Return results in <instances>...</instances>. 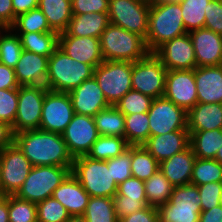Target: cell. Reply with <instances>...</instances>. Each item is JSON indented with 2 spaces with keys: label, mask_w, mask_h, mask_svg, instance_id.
<instances>
[{
  "label": "cell",
  "mask_w": 222,
  "mask_h": 222,
  "mask_svg": "<svg viewBox=\"0 0 222 222\" xmlns=\"http://www.w3.org/2000/svg\"><path fill=\"white\" fill-rule=\"evenodd\" d=\"M119 222H159L157 208L146 206L145 208L127 215Z\"/></svg>",
  "instance_id": "obj_51"
},
{
  "label": "cell",
  "mask_w": 222,
  "mask_h": 222,
  "mask_svg": "<svg viewBox=\"0 0 222 222\" xmlns=\"http://www.w3.org/2000/svg\"><path fill=\"white\" fill-rule=\"evenodd\" d=\"M144 185L148 206L154 208H159L170 200L174 187L160 170L144 181Z\"/></svg>",
  "instance_id": "obj_32"
},
{
  "label": "cell",
  "mask_w": 222,
  "mask_h": 222,
  "mask_svg": "<svg viewBox=\"0 0 222 222\" xmlns=\"http://www.w3.org/2000/svg\"><path fill=\"white\" fill-rule=\"evenodd\" d=\"M14 144L33 166H73L74 158L62 134L41 129L22 131L14 135Z\"/></svg>",
  "instance_id": "obj_1"
},
{
  "label": "cell",
  "mask_w": 222,
  "mask_h": 222,
  "mask_svg": "<svg viewBox=\"0 0 222 222\" xmlns=\"http://www.w3.org/2000/svg\"><path fill=\"white\" fill-rule=\"evenodd\" d=\"M52 197L66 208L70 216L83 215L90 199V195L72 173L53 191Z\"/></svg>",
  "instance_id": "obj_24"
},
{
  "label": "cell",
  "mask_w": 222,
  "mask_h": 222,
  "mask_svg": "<svg viewBox=\"0 0 222 222\" xmlns=\"http://www.w3.org/2000/svg\"><path fill=\"white\" fill-rule=\"evenodd\" d=\"M200 202L197 185L175 186L170 200L157 208L159 222H199Z\"/></svg>",
  "instance_id": "obj_8"
},
{
  "label": "cell",
  "mask_w": 222,
  "mask_h": 222,
  "mask_svg": "<svg viewBox=\"0 0 222 222\" xmlns=\"http://www.w3.org/2000/svg\"><path fill=\"white\" fill-rule=\"evenodd\" d=\"M109 24L108 12L73 15L66 32L75 37L100 38Z\"/></svg>",
  "instance_id": "obj_27"
},
{
  "label": "cell",
  "mask_w": 222,
  "mask_h": 222,
  "mask_svg": "<svg viewBox=\"0 0 222 222\" xmlns=\"http://www.w3.org/2000/svg\"><path fill=\"white\" fill-rule=\"evenodd\" d=\"M199 222H222V205L202 211Z\"/></svg>",
  "instance_id": "obj_56"
},
{
  "label": "cell",
  "mask_w": 222,
  "mask_h": 222,
  "mask_svg": "<svg viewBox=\"0 0 222 222\" xmlns=\"http://www.w3.org/2000/svg\"><path fill=\"white\" fill-rule=\"evenodd\" d=\"M94 67L75 61L57 47L48 59L46 88L70 92L93 77Z\"/></svg>",
  "instance_id": "obj_4"
},
{
  "label": "cell",
  "mask_w": 222,
  "mask_h": 222,
  "mask_svg": "<svg viewBox=\"0 0 222 222\" xmlns=\"http://www.w3.org/2000/svg\"><path fill=\"white\" fill-rule=\"evenodd\" d=\"M58 47L69 57L96 68L104 61L100 38L70 36L66 31L59 34Z\"/></svg>",
  "instance_id": "obj_18"
},
{
  "label": "cell",
  "mask_w": 222,
  "mask_h": 222,
  "mask_svg": "<svg viewBox=\"0 0 222 222\" xmlns=\"http://www.w3.org/2000/svg\"><path fill=\"white\" fill-rule=\"evenodd\" d=\"M93 118L99 135L124 138L125 117L115 106L101 110Z\"/></svg>",
  "instance_id": "obj_31"
},
{
  "label": "cell",
  "mask_w": 222,
  "mask_h": 222,
  "mask_svg": "<svg viewBox=\"0 0 222 222\" xmlns=\"http://www.w3.org/2000/svg\"><path fill=\"white\" fill-rule=\"evenodd\" d=\"M4 197V195L0 192V200Z\"/></svg>",
  "instance_id": "obj_62"
},
{
  "label": "cell",
  "mask_w": 222,
  "mask_h": 222,
  "mask_svg": "<svg viewBox=\"0 0 222 222\" xmlns=\"http://www.w3.org/2000/svg\"><path fill=\"white\" fill-rule=\"evenodd\" d=\"M128 147L123 137L99 135L86 156L94 160L106 161L121 155Z\"/></svg>",
  "instance_id": "obj_33"
},
{
  "label": "cell",
  "mask_w": 222,
  "mask_h": 222,
  "mask_svg": "<svg viewBox=\"0 0 222 222\" xmlns=\"http://www.w3.org/2000/svg\"><path fill=\"white\" fill-rule=\"evenodd\" d=\"M74 114L72 102L67 92L47 89L39 129L62 134Z\"/></svg>",
  "instance_id": "obj_14"
},
{
  "label": "cell",
  "mask_w": 222,
  "mask_h": 222,
  "mask_svg": "<svg viewBox=\"0 0 222 222\" xmlns=\"http://www.w3.org/2000/svg\"><path fill=\"white\" fill-rule=\"evenodd\" d=\"M222 130V104L197 103L187 111V130Z\"/></svg>",
  "instance_id": "obj_26"
},
{
  "label": "cell",
  "mask_w": 222,
  "mask_h": 222,
  "mask_svg": "<svg viewBox=\"0 0 222 222\" xmlns=\"http://www.w3.org/2000/svg\"><path fill=\"white\" fill-rule=\"evenodd\" d=\"M200 207L202 211L209 210L221 203L222 182H210L198 186Z\"/></svg>",
  "instance_id": "obj_46"
},
{
  "label": "cell",
  "mask_w": 222,
  "mask_h": 222,
  "mask_svg": "<svg viewBox=\"0 0 222 222\" xmlns=\"http://www.w3.org/2000/svg\"><path fill=\"white\" fill-rule=\"evenodd\" d=\"M205 28L222 35V1L211 0L205 9Z\"/></svg>",
  "instance_id": "obj_49"
},
{
  "label": "cell",
  "mask_w": 222,
  "mask_h": 222,
  "mask_svg": "<svg viewBox=\"0 0 222 222\" xmlns=\"http://www.w3.org/2000/svg\"><path fill=\"white\" fill-rule=\"evenodd\" d=\"M182 0H152L151 3H180Z\"/></svg>",
  "instance_id": "obj_59"
},
{
  "label": "cell",
  "mask_w": 222,
  "mask_h": 222,
  "mask_svg": "<svg viewBox=\"0 0 222 222\" xmlns=\"http://www.w3.org/2000/svg\"><path fill=\"white\" fill-rule=\"evenodd\" d=\"M38 4L39 0H12L14 22L18 15L29 12L34 8H37Z\"/></svg>",
  "instance_id": "obj_55"
},
{
  "label": "cell",
  "mask_w": 222,
  "mask_h": 222,
  "mask_svg": "<svg viewBox=\"0 0 222 222\" xmlns=\"http://www.w3.org/2000/svg\"><path fill=\"white\" fill-rule=\"evenodd\" d=\"M14 135L12 126L0 121V153L14 144Z\"/></svg>",
  "instance_id": "obj_54"
},
{
  "label": "cell",
  "mask_w": 222,
  "mask_h": 222,
  "mask_svg": "<svg viewBox=\"0 0 222 222\" xmlns=\"http://www.w3.org/2000/svg\"><path fill=\"white\" fill-rule=\"evenodd\" d=\"M71 173L90 197L113 198L117 183L112 178L111 165L105 160H94L86 155L74 158Z\"/></svg>",
  "instance_id": "obj_5"
},
{
  "label": "cell",
  "mask_w": 222,
  "mask_h": 222,
  "mask_svg": "<svg viewBox=\"0 0 222 222\" xmlns=\"http://www.w3.org/2000/svg\"><path fill=\"white\" fill-rule=\"evenodd\" d=\"M150 3L142 0H109L111 24L136 33L146 39Z\"/></svg>",
  "instance_id": "obj_9"
},
{
  "label": "cell",
  "mask_w": 222,
  "mask_h": 222,
  "mask_svg": "<svg viewBox=\"0 0 222 222\" xmlns=\"http://www.w3.org/2000/svg\"><path fill=\"white\" fill-rule=\"evenodd\" d=\"M160 163L143 147L131 146L132 177L142 181L149 179L159 170Z\"/></svg>",
  "instance_id": "obj_34"
},
{
  "label": "cell",
  "mask_w": 222,
  "mask_h": 222,
  "mask_svg": "<svg viewBox=\"0 0 222 222\" xmlns=\"http://www.w3.org/2000/svg\"><path fill=\"white\" fill-rule=\"evenodd\" d=\"M113 204L118 220L148 206L147 200L124 199L119 194L113 197Z\"/></svg>",
  "instance_id": "obj_48"
},
{
  "label": "cell",
  "mask_w": 222,
  "mask_h": 222,
  "mask_svg": "<svg viewBox=\"0 0 222 222\" xmlns=\"http://www.w3.org/2000/svg\"><path fill=\"white\" fill-rule=\"evenodd\" d=\"M142 1H146V2H148V3H151V2H152V0H142Z\"/></svg>",
  "instance_id": "obj_63"
},
{
  "label": "cell",
  "mask_w": 222,
  "mask_h": 222,
  "mask_svg": "<svg viewBox=\"0 0 222 222\" xmlns=\"http://www.w3.org/2000/svg\"><path fill=\"white\" fill-rule=\"evenodd\" d=\"M196 67L222 65V35L205 27L189 32Z\"/></svg>",
  "instance_id": "obj_20"
},
{
  "label": "cell",
  "mask_w": 222,
  "mask_h": 222,
  "mask_svg": "<svg viewBox=\"0 0 222 222\" xmlns=\"http://www.w3.org/2000/svg\"><path fill=\"white\" fill-rule=\"evenodd\" d=\"M164 97L186 111L194 107L198 103L194 69L167 71Z\"/></svg>",
  "instance_id": "obj_17"
},
{
  "label": "cell",
  "mask_w": 222,
  "mask_h": 222,
  "mask_svg": "<svg viewBox=\"0 0 222 222\" xmlns=\"http://www.w3.org/2000/svg\"><path fill=\"white\" fill-rule=\"evenodd\" d=\"M16 34L19 35L24 50L38 55L50 57L58 47L59 34L57 32Z\"/></svg>",
  "instance_id": "obj_30"
},
{
  "label": "cell",
  "mask_w": 222,
  "mask_h": 222,
  "mask_svg": "<svg viewBox=\"0 0 222 222\" xmlns=\"http://www.w3.org/2000/svg\"><path fill=\"white\" fill-rule=\"evenodd\" d=\"M153 98L131 89L123 96L115 107L124 115L146 113L150 109Z\"/></svg>",
  "instance_id": "obj_42"
},
{
  "label": "cell",
  "mask_w": 222,
  "mask_h": 222,
  "mask_svg": "<svg viewBox=\"0 0 222 222\" xmlns=\"http://www.w3.org/2000/svg\"><path fill=\"white\" fill-rule=\"evenodd\" d=\"M107 165H111L112 178L117 185L123 183L132 177L131 173V146L127 148L121 155L106 160Z\"/></svg>",
  "instance_id": "obj_45"
},
{
  "label": "cell",
  "mask_w": 222,
  "mask_h": 222,
  "mask_svg": "<svg viewBox=\"0 0 222 222\" xmlns=\"http://www.w3.org/2000/svg\"><path fill=\"white\" fill-rule=\"evenodd\" d=\"M100 46L104 61L136 62L150 53L143 37L111 23L100 36Z\"/></svg>",
  "instance_id": "obj_3"
},
{
  "label": "cell",
  "mask_w": 222,
  "mask_h": 222,
  "mask_svg": "<svg viewBox=\"0 0 222 222\" xmlns=\"http://www.w3.org/2000/svg\"><path fill=\"white\" fill-rule=\"evenodd\" d=\"M46 90L44 86L18 87L17 115L12 125L14 134L39 129Z\"/></svg>",
  "instance_id": "obj_12"
},
{
  "label": "cell",
  "mask_w": 222,
  "mask_h": 222,
  "mask_svg": "<svg viewBox=\"0 0 222 222\" xmlns=\"http://www.w3.org/2000/svg\"><path fill=\"white\" fill-rule=\"evenodd\" d=\"M73 15L108 12L109 0H71Z\"/></svg>",
  "instance_id": "obj_50"
},
{
  "label": "cell",
  "mask_w": 222,
  "mask_h": 222,
  "mask_svg": "<svg viewBox=\"0 0 222 222\" xmlns=\"http://www.w3.org/2000/svg\"><path fill=\"white\" fill-rule=\"evenodd\" d=\"M148 117L150 136L187 130V111L164 96L153 99Z\"/></svg>",
  "instance_id": "obj_13"
},
{
  "label": "cell",
  "mask_w": 222,
  "mask_h": 222,
  "mask_svg": "<svg viewBox=\"0 0 222 222\" xmlns=\"http://www.w3.org/2000/svg\"><path fill=\"white\" fill-rule=\"evenodd\" d=\"M0 222H9L8 195L0 200Z\"/></svg>",
  "instance_id": "obj_57"
},
{
  "label": "cell",
  "mask_w": 222,
  "mask_h": 222,
  "mask_svg": "<svg viewBox=\"0 0 222 222\" xmlns=\"http://www.w3.org/2000/svg\"><path fill=\"white\" fill-rule=\"evenodd\" d=\"M210 182H222V164L215 159L196 158L190 184L199 186Z\"/></svg>",
  "instance_id": "obj_37"
},
{
  "label": "cell",
  "mask_w": 222,
  "mask_h": 222,
  "mask_svg": "<svg viewBox=\"0 0 222 222\" xmlns=\"http://www.w3.org/2000/svg\"><path fill=\"white\" fill-rule=\"evenodd\" d=\"M71 170L72 167L33 166L15 196L35 204L42 202L52 197L53 191L66 179Z\"/></svg>",
  "instance_id": "obj_6"
},
{
  "label": "cell",
  "mask_w": 222,
  "mask_h": 222,
  "mask_svg": "<svg viewBox=\"0 0 222 222\" xmlns=\"http://www.w3.org/2000/svg\"><path fill=\"white\" fill-rule=\"evenodd\" d=\"M180 3H150L145 43L153 53L166 41L186 34Z\"/></svg>",
  "instance_id": "obj_2"
},
{
  "label": "cell",
  "mask_w": 222,
  "mask_h": 222,
  "mask_svg": "<svg viewBox=\"0 0 222 222\" xmlns=\"http://www.w3.org/2000/svg\"><path fill=\"white\" fill-rule=\"evenodd\" d=\"M69 153L73 158L87 155L99 134L92 116L74 114L62 133Z\"/></svg>",
  "instance_id": "obj_15"
},
{
  "label": "cell",
  "mask_w": 222,
  "mask_h": 222,
  "mask_svg": "<svg viewBox=\"0 0 222 222\" xmlns=\"http://www.w3.org/2000/svg\"><path fill=\"white\" fill-rule=\"evenodd\" d=\"M83 216L87 222H119L109 197H90Z\"/></svg>",
  "instance_id": "obj_38"
},
{
  "label": "cell",
  "mask_w": 222,
  "mask_h": 222,
  "mask_svg": "<svg viewBox=\"0 0 222 222\" xmlns=\"http://www.w3.org/2000/svg\"><path fill=\"white\" fill-rule=\"evenodd\" d=\"M74 113L78 115L96 116L101 110L111 105L94 77L85 80L81 85L68 92Z\"/></svg>",
  "instance_id": "obj_19"
},
{
  "label": "cell",
  "mask_w": 222,
  "mask_h": 222,
  "mask_svg": "<svg viewBox=\"0 0 222 222\" xmlns=\"http://www.w3.org/2000/svg\"><path fill=\"white\" fill-rule=\"evenodd\" d=\"M6 29H7V27H5L3 24H0V34L2 33L1 30L3 31V30H6Z\"/></svg>",
  "instance_id": "obj_61"
},
{
  "label": "cell",
  "mask_w": 222,
  "mask_h": 222,
  "mask_svg": "<svg viewBox=\"0 0 222 222\" xmlns=\"http://www.w3.org/2000/svg\"><path fill=\"white\" fill-rule=\"evenodd\" d=\"M133 62L103 61L94 68L93 77L111 106L132 89Z\"/></svg>",
  "instance_id": "obj_7"
},
{
  "label": "cell",
  "mask_w": 222,
  "mask_h": 222,
  "mask_svg": "<svg viewBox=\"0 0 222 222\" xmlns=\"http://www.w3.org/2000/svg\"><path fill=\"white\" fill-rule=\"evenodd\" d=\"M66 222H87L83 215L69 216Z\"/></svg>",
  "instance_id": "obj_58"
},
{
  "label": "cell",
  "mask_w": 222,
  "mask_h": 222,
  "mask_svg": "<svg viewBox=\"0 0 222 222\" xmlns=\"http://www.w3.org/2000/svg\"><path fill=\"white\" fill-rule=\"evenodd\" d=\"M124 199L147 200L144 181L130 177L117 186V193Z\"/></svg>",
  "instance_id": "obj_47"
},
{
  "label": "cell",
  "mask_w": 222,
  "mask_h": 222,
  "mask_svg": "<svg viewBox=\"0 0 222 222\" xmlns=\"http://www.w3.org/2000/svg\"><path fill=\"white\" fill-rule=\"evenodd\" d=\"M36 206L38 222H66L69 219L66 208L53 197L46 198Z\"/></svg>",
  "instance_id": "obj_43"
},
{
  "label": "cell",
  "mask_w": 222,
  "mask_h": 222,
  "mask_svg": "<svg viewBox=\"0 0 222 222\" xmlns=\"http://www.w3.org/2000/svg\"><path fill=\"white\" fill-rule=\"evenodd\" d=\"M189 145L196 158L215 159L222 146V130L189 131Z\"/></svg>",
  "instance_id": "obj_29"
},
{
  "label": "cell",
  "mask_w": 222,
  "mask_h": 222,
  "mask_svg": "<svg viewBox=\"0 0 222 222\" xmlns=\"http://www.w3.org/2000/svg\"><path fill=\"white\" fill-rule=\"evenodd\" d=\"M196 156L189 145L182 152L160 162L159 170L175 186L190 184Z\"/></svg>",
  "instance_id": "obj_25"
},
{
  "label": "cell",
  "mask_w": 222,
  "mask_h": 222,
  "mask_svg": "<svg viewBox=\"0 0 222 222\" xmlns=\"http://www.w3.org/2000/svg\"><path fill=\"white\" fill-rule=\"evenodd\" d=\"M167 71L161 61L149 53L145 58L133 62L132 89L153 99L163 97Z\"/></svg>",
  "instance_id": "obj_10"
},
{
  "label": "cell",
  "mask_w": 222,
  "mask_h": 222,
  "mask_svg": "<svg viewBox=\"0 0 222 222\" xmlns=\"http://www.w3.org/2000/svg\"><path fill=\"white\" fill-rule=\"evenodd\" d=\"M0 22L7 28L14 24L12 0H0Z\"/></svg>",
  "instance_id": "obj_53"
},
{
  "label": "cell",
  "mask_w": 222,
  "mask_h": 222,
  "mask_svg": "<svg viewBox=\"0 0 222 222\" xmlns=\"http://www.w3.org/2000/svg\"><path fill=\"white\" fill-rule=\"evenodd\" d=\"M124 138L129 146L143 145L150 136L148 112L124 115Z\"/></svg>",
  "instance_id": "obj_35"
},
{
  "label": "cell",
  "mask_w": 222,
  "mask_h": 222,
  "mask_svg": "<svg viewBox=\"0 0 222 222\" xmlns=\"http://www.w3.org/2000/svg\"><path fill=\"white\" fill-rule=\"evenodd\" d=\"M211 0H182L180 2L182 20L187 33L203 28L205 25V9Z\"/></svg>",
  "instance_id": "obj_36"
},
{
  "label": "cell",
  "mask_w": 222,
  "mask_h": 222,
  "mask_svg": "<svg viewBox=\"0 0 222 222\" xmlns=\"http://www.w3.org/2000/svg\"><path fill=\"white\" fill-rule=\"evenodd\" d=\"M33 168L28 158L13 144L0 153V192L15 195Z\"/></svg>",
  "instance_id": "obj_11"
},
{
  "label": "cell",
  "mask_w": 222,
  "mask_h": 222,
  "mask_svg": "<svg viewBox=\"0 0 222 222\" xmlns=\"http://www.w3.org/2000/svg\"><path fill=\"white\" fill-rule=\"evenodd\" d=\"M153 54L168 71L196 68L195 52L189 33L166 41Z\"/></svg>",
  "instance_id": "obj_16"
},
{
  "label": "cell",
  "mask_w": 222,
  "mask_h": 222,
  "mask_svg": "<svg viewBox=\"0 0 222 222\" xmlns=\"http://www.w3.org/2000/svg\"><path fill=\"white\" fill-rule=\"evenodd\" d=\"M11 28L3 32H9L0 35V63L7 67L15 68L23 51L21 40L18 34H12Z\"/></svg>",
  "instance_id": "obj_40"
},
{
  "label": "cell",
  "mask_w": 222,
  "mask_h": 222,
  "mask_svg": "<svg viewBox=\"0 0 222 222\" xmlns=\"http://www.w3.org/2000/svg\"><path fill=\"white\" fill-rule=\"evenodd\" d=\"M18 87L14 69L0 63V90L18 89Z\"/></svg>",
  "instance_id": "obj_52"
},
{
  "label": "cell",
  "mask_w": 222,
  "mask_h": 222,
  "mask_svg": "<svg viewBox=\"0 0 222 222\" xmlns=\"http://www.w3.org/2000/svg\"><path fill=\"white\" fill-rule=\"evenodd\" d=\"M9 222H37L35 203L8 195Z\"/></svg>",
  "instance_id": "obj_41"
},
{
  "label": "cell",
  "mask_w": 222,
  "mask_h": 222,
  "mask_svg": "<svg viewBox=\"0 0 222 222\" xmlns=\"http://www.w3.org/2000/svg\"><path fill=\"white\" fill-rule=\"evenodd\" d=\"M189 146V131L177 130L169 133L149 136L143 147L160 163Z\"/></svg>",
  "instance_id": "obj_22"
},
{
  "label": "cell",
  "mask_w": 222,
  "mask_h": 222,
  "mask_svg": "<svg viewBox=\"0 0 222 222\" xmlns=\"http://www.w3.org/2000/svg\"><path fill=\"white\" fill-rule=\"evenodd\" d=\"M38 8L54 32L60 34L67 30L73 16L71 0H39Z\"/></svg>",
  "instance_id": "obj_28"
},
{
  "label": "cell",
  "mask_w": 222,
  "mask_h": 222,
  "mask_svg": "<svg viewBox=\"0 0 222 222\" xmlns=\"http://www.w3.org/2000/svg\"><path fill=\"white\" fill-rule=\"evenodd\" d=\"M11 30L19 31L20 33H47L54 32L42 11L37 7L29 12L20 14L16 17L14 24L10 27Z\"/></svg>",
  "instance_id": "obj_39"
},
{
  "label": "cell",
  "mask_w": 222,
  "mask_h": 222,
  "mask_svg": "<svg viewBox=\"0 0 222 222\" xmlns=\"http://www.w3.org/2000/svg\"><path fill=\"white\" fill-rule=\"evenodd\" d=\"M215 160L222 164V146L218 149Z\"/></svg>",
  "instance_id": "obj_60"
},
{
  "label": "cell",
  "mask_w": 222,
  "mask_h": 222,
  "mask_svg": "<svg viewBox=\"0 0 222 222\" xmlns=\"http://www.w3.org/2000/svg\"><path fill=\"white\" fill-rule=\"evenodd\" d=\"M194 77L198 103L222 104V65L196 67Z\"/></svg>",
  "instance_id": "obj_23"
},
{
  "label": "cell",
  "mask_w": 222,
  "mask_h": 222,
  "mask_svg": "<svg viewBox=\"0 0 222 222\" xmlns=\"http://www.w3.org/2000/svg\"><path fill=\"white\" fill-rule=\"evenodd\" d=\"M18 107V89L0 90V121L13 125Z\"/></svg>",
  "instance_id": "obj_44"
},
{
  "label": "cell",
  "mask_w": 222,
  "mask_h": 222,
  "mask_svg": "<svg viewBox=\"0 0 222 222\" xmlns=\"http://www.w3.org/2000/svg\"><path fill=\"white\" fill-rule=\"evenodd\" d=\"M48 59L23 49L21 57L14 68L19 86L46 87Z\"/></svg>",
  "instance_id": "obj_21"
}]
</instances>
